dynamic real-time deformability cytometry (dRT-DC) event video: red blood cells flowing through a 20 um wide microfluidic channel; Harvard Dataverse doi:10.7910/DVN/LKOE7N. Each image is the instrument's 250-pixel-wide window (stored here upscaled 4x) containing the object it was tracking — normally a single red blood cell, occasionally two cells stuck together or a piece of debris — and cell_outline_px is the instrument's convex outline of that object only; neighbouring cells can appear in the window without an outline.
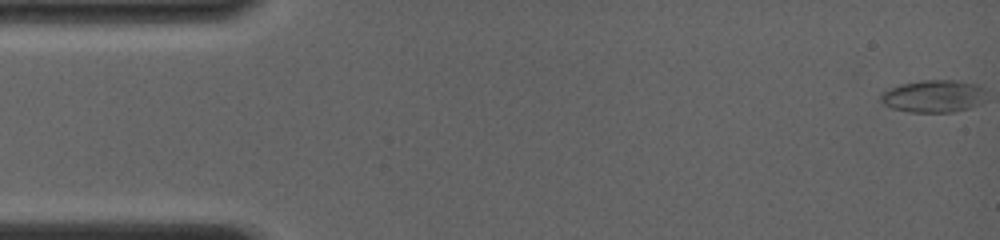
{"species": "common noctule bat (a hibernating species)", "species_latin": "Nyctalus noctula", "temperature_condition": "room temperature", "stored_images_in_passage": 10, "camera_frame_rate_fps": 4000, "um_per_image_px": 0.085, "animal": {"sex": "female", "body_mass_g": 19.0, "forearm_length_mm": 56.7}, "frame": {"image": 1, "passage_image": 1, "time_ms": 0.0, "image_size_px": [1000, 240], "cell_outline_px": [[980, 88], [972, 104], [968, 108], [952, 112], [908, 112], [892, 108], [884, 104], [880, 100], [880, 92], [900, 84], [924, 80], [952, 80], [976, 84]], "centroid_in_image_um": [79.11, 8.17], "position_along_channel_um": 5.9, "area_um2": 18.9}}
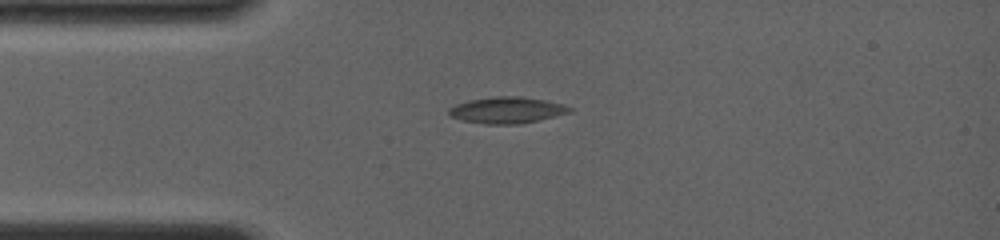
{"frame": {"image": 2, "passage_image": 9, "time_ms": 3.75, "image_size_px": [1000, 240], "cell_outline_px": [[572, 112], [520, 124], [484, 124], [460, 120], [452, 116], [448, 112], [448, 108], [456, 104], [468, 100], [496, 96], [516, 96], [544, 100], [564, 104], [572, 108]], "centroid_in_image_um": [43.07, 9.36], "position_along_channel_um": 41.9, "area_um2": 18.5}}
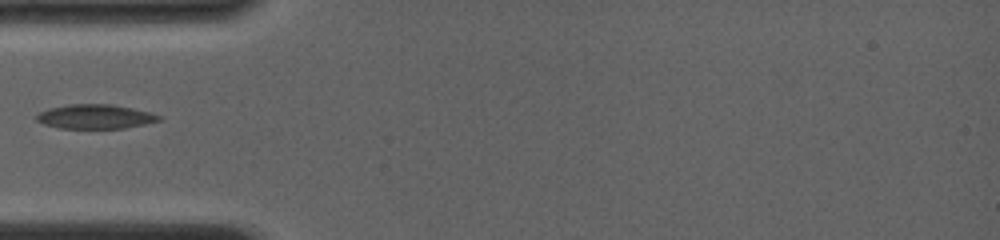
{"frame": {"image": 3, "passage_image": 10, "time_ms": 5.0, "image_size_px": [1000, 240], "cell_outline_px": [[164, 116], [160, 120], [144, 124], [124, 128], [60, 128], [44, 124], [36, 120], [36, 116], [40, 112], [48, 108], [68, 104], [112, 104], [132, 108]], "centroid_in_image_um": [8.09, 9.9], "position_along_channel_um": 76.9, "area_um2": 17.28}}